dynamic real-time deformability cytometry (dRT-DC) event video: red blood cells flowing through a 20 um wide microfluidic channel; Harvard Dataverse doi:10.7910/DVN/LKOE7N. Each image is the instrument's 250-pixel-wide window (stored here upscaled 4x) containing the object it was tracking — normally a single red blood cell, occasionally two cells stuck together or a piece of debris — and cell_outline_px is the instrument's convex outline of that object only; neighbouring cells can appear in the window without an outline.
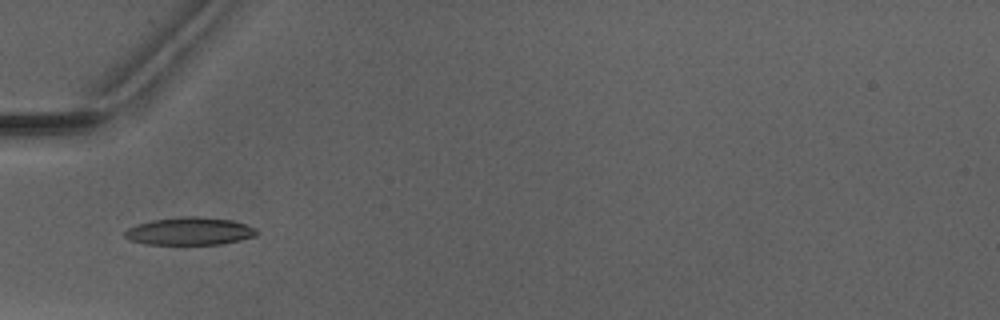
{"species": "Egyptian fruit bat (a non-hibernating species)", "species_latin": "Rousettus aegyptiacus", "temperature_condition": "warm", "stored_images_in_passage": 5, "camera_frame_rate_fps": 3000, "um_per_image_px": 0.085, "animal": {"sex": "male"}, "frame": {"image": 1, "passage_image": 5, "time_ms": 5.667, "image_size_px": [1000, 320], "cell_outline_px": [[256, 236], [240, 240], [220, 244], [144, 244], [128, 240], [124, 236], [124, 232], [128, 228], [136, 224], [152, 220], [184, 216], [196, 216], [232, 220], [256, 228]], "centroid_in_image_um": [16.08, 19.65], "position_along_channel_um": 68.9, "area_um2": 21.27}}